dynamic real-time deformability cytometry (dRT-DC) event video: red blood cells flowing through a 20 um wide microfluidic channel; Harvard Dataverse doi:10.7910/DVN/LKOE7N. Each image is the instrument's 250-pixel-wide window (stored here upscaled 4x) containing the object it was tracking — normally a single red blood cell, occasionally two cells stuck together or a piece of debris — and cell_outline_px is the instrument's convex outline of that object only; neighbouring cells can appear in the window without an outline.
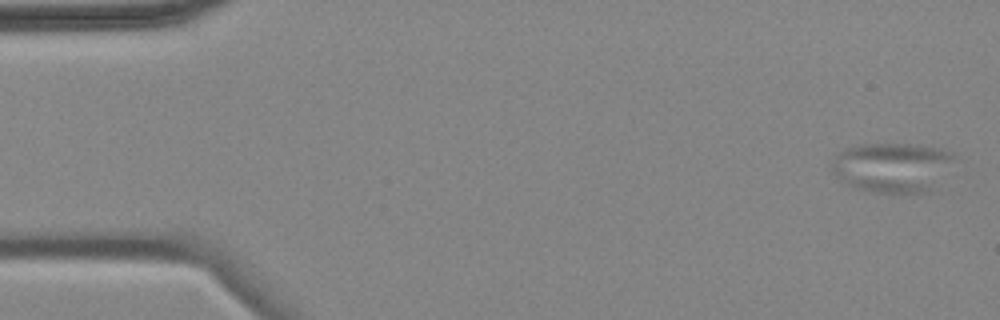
{"species": "common noctule bat (a hibernating species)", "species_latin": "Nyctalus noctula", "temperature_condition": "cold", "stored_images_in_passage": 6, "camera_frame_rate_fps": 3000, "um_per_image_px": 0.085, "animal": {"sex": "female", "body_mass_g": 18.4}, "frame": {"image": 1, "passage_image": 1, "time_ms": 0.0, "image_size_px": [1000, 320], "cell_outline_px": [[956, 156], [928, 192], [904, 196], [868, 192], [856, 188], [848, 184], [836, 176], [832, 172], [832, 164], [836, 156], [840, 152], [848, 148], [860, 144], [920, 144], [952, 152]], "centroid_in_image_um": [75.82, 14.26], "position_along_channel_um": 9.2, "area_um2": 35.66}}
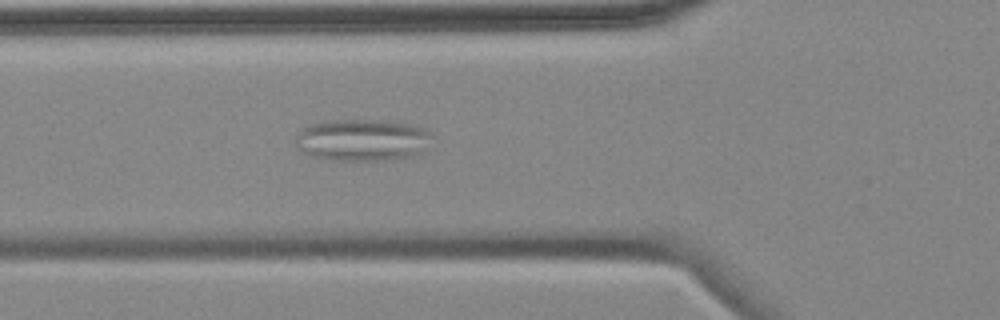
{"frame": {"image": 2, "passage_image": 6, "time_ms": 6.0, "image_size_px": [1000, 320], "cell_outline_px": [[432, 132], [424, 152], [412, 156], [380, 160], [332, 160], [312, 156], [296, 148], [296, 136], [304, 128], [312, 124], [324, 120], [376, 120], [408, 124], [424, 128]], "centroid_in_image_um": [30.79, 11.9], "position_along_channel_um": 95.0, "area_um2": 33.12}}